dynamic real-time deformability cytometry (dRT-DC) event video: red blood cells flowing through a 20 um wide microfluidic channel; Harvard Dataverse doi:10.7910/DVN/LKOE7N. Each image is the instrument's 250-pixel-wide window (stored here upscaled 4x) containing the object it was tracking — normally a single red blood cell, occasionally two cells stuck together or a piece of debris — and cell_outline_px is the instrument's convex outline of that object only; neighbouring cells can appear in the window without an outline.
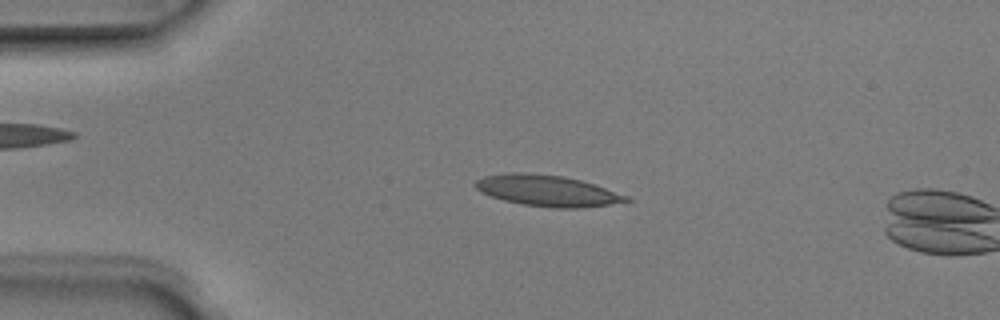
{"species": "Egyptian fruit bat (a non-hibernating species)", "species_latin": "Rousettus aegyptiacus", "temperature_condition": "room temperature", "stored_images_in_passage": 4, "camera_frame_rate_fps": 3000, "um_per_image_px": 0.085, "animal": {"sex": "male"}, "frame": {"image": 1, "passage_image": 3, "time_ms": 0.667, "image_size_px": [1000, 320], "cell_outline_px": [[632, 200], [608, 204], [580, 208], [552, 208], [524, 204], [504, 200], [480, 192], [476, 188], [476, 180], [484, 176], [512, 172], [524, 172], [564, 176], [580, 180], [628, 196]], "centroid_in_image_um": [46.49, 16.2], "position_along_channel_um": 38.5, "area_um2": 26.93}}